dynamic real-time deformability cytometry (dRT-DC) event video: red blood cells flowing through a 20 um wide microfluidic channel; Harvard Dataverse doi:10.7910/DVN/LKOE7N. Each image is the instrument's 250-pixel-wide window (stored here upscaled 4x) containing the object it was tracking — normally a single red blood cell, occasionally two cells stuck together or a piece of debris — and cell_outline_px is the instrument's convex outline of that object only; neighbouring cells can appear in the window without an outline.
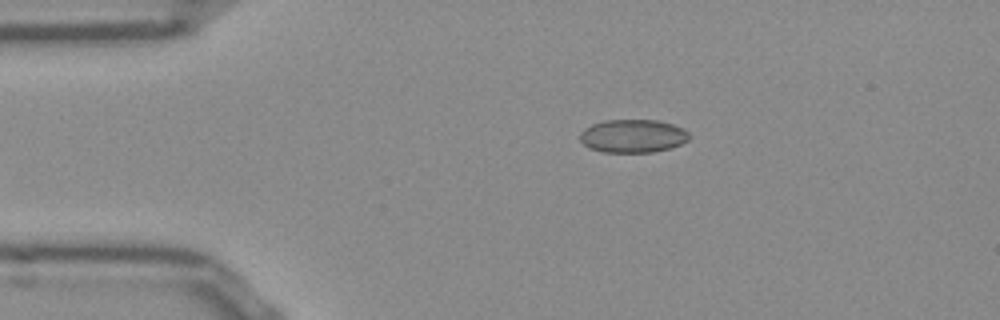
{"species": "Egyptian fruit bat (a non-hibernating species)", "species_latin": "Rousettus aegyptiacus", "temperature_condition": "room temperature", "stored_images_in_passage": 36, "camera_frame_rate_fps": 3000, "um_per_image_px": 0.085, "frame": {"image": 1, "passage_image": 1, "time_ms": 0.0, "image_size_px": [1000, 320], "cell_outline_px": [[688, 140], [680, 144], [668, 148], [652, 152], [604, 152], [588, 148], [580, 140], [580, 132], [584, 128], [592, 124], [604, 120], [656, 120], [672, 124], [688, 132]], "centroid_in_image_um": [53.74, 11.56], "position_along_channel_um": 31.3, "area_um2": 20.98}}
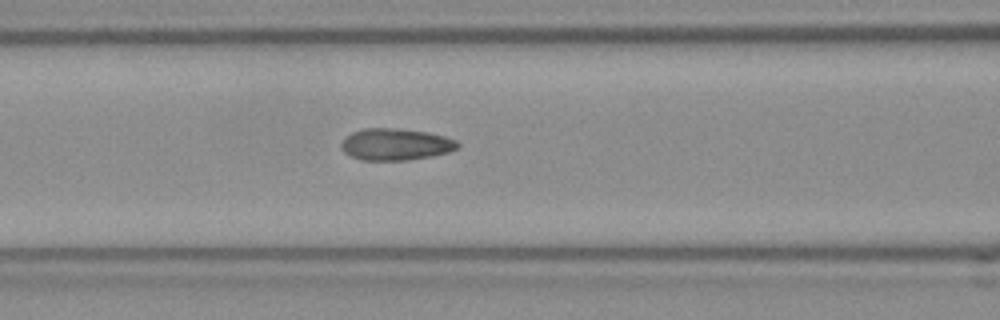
{"frame": {"image": 2, "passage_image": 12, "time_ms": 3.667, "image_size_px": [1000, 320], "cell_outline_px": [[460, 148], [448, 152], [432, 156], [408, 160], [360, 160], [344, 152], [340, 148], [340, 144], [352, 132], [364, 128], [400, 128], [428, 132], [444, 136], [456, 140], [460, 144]], "centroid_in_image_um": [33.65, 12.27], "position_along_channel_um": 132.9, "area_um2": 21.68}}
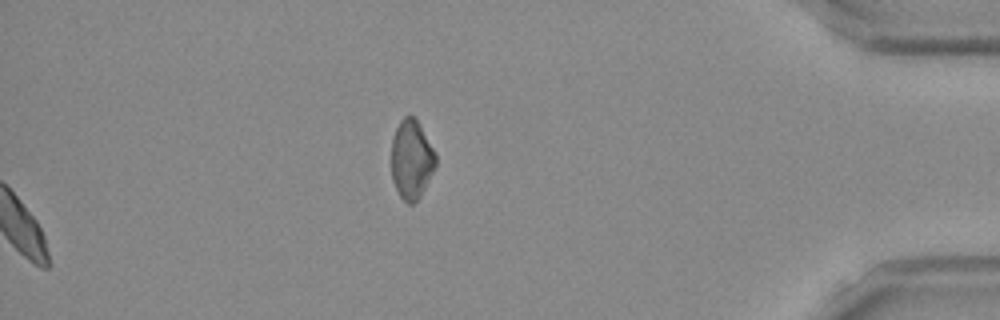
{"frame": {"image": 3, "passage_image": 36, "time_ms": 11.667, "image_size_px": [1000, 320], "cell_outline_px": [[436, 164], [420, 196], [412, 204], [408, 204], [400, 196], [392, 180], [392, 140], [396, 128], [400, 120], [404, 116], [412, 116], [420, 124], [436, 156]], "centroid_in_image_um": [34.96, 13.55], "position_along_channel_um": 400.2, "area_um2": 20.0}, "authors_computed_cell_mechanics": {"area_um2": 21.1548, "velocity_mm_per_s": 3.8894, "shape_relaxation_time_tau1_ms": 8.8555, "shape_relaxation_time_tau2_ms": 1.261, "deformation_change_tau1": 0.2173, "deformation_change_tau2": 0.0512}}